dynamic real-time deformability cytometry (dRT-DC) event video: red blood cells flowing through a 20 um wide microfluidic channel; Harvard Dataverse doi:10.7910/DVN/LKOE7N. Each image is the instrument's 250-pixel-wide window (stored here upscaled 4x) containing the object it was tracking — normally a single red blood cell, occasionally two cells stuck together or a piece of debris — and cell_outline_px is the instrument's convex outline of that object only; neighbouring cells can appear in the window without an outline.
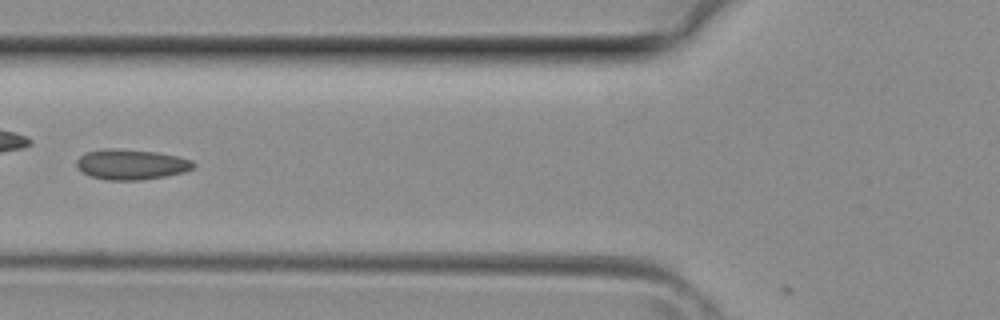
{"species": "common noctule bat (a hibernating species)", "species_latin": "Nyctalus noctula", "temperature_condition": "room temperature", "stored_images_in_passage": 34, "camera_frame_rate_fps": 3000, "um_per_image_px": 0.085, "animal": {"sex": "female", "body_mass_g": 29.2, "forearm_length_mm": 56.3}, "frame": {"image": 1, "passage_image": 14, "time_ms": 4.333, "image_size_px": [1000, 320], "cell_outline_px": [[196, 164], [192, 168], [184, 172], [164, 176], [140, 180], [108, 180], [92, 176], [84, 172], [76, 164], [76, 160], [84, 152], [104, 148], [116, 148], [156, 152], [176, 156], [192, 160]], "centroid_in_image_um": [11.14, 13.96], "position_along_channel_um": 114.7, "area_um2": 20.52}}